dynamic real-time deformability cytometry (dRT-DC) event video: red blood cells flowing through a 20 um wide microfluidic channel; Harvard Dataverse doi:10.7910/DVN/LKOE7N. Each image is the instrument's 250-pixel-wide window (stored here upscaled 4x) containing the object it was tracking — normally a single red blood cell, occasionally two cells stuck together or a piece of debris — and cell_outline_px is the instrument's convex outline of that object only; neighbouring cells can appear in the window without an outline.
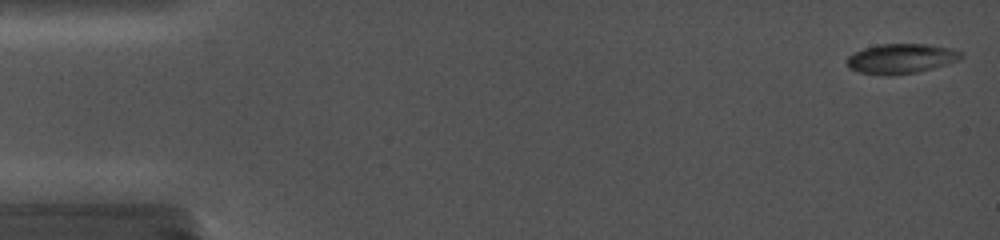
{"species": "common noctule bat (a hibernating species)", "species_latin": "Nyctalus noctula", "temperature_condition": "cold", "stored_images_in_passage": 11, "camera_frame_rate_fps": 5000, "um_per_image_px": 0.085, "animal": {"sex": "female", "body_mass_g": 19.0, "forearm_length_mm": 56.7}, "frame": {"image": 1, "passage_image": 1, "time_ms": 0.0, "image_size_px": [1000, 240], "cell_outline_px": [[964, 56], [960, 60], [932, 68], [916, 72], [892, 76], [888, 76], [860, 72], [848, 68], [848, 56], [864, 48], [880, 44], [928, 44], [952, 48], [960, 52]], "centroid_in_image_um": [76.61, 4.98], "position_along_channel_um": 8.4, "area_um2": 19.77}}